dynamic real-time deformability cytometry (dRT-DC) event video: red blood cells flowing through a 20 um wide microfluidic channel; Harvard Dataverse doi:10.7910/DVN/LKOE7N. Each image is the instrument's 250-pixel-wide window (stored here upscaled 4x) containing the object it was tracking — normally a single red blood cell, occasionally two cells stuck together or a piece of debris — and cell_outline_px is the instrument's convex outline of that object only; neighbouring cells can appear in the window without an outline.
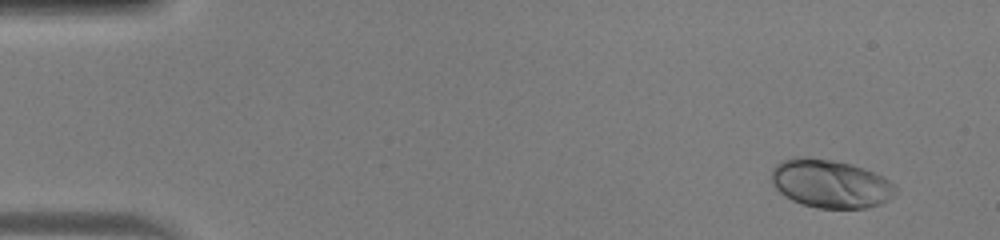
{"species": "human", "species_latin": "Homo sapiens", "temperature_condition": "warm", "stored_images_in_passage": 48, "camera_frame_rate_fps": 3000, "um_per_image_px": 0.085, "donor": {"sex": "male"}, "frame": {"image": 1, "passage_image": 1, "time_ms": 0.0, "image_size_px": [1000, 240], "cell_outline_px": [[868, 204], [856, 208], [824, 208], [808, 204], [796, 200], [788, 196], [776, 184], [776, 172], [784, 164], [792, 160], [820, 160], [844, 164], [856, 168], [864, 172]], "centroid_in_image_um": [69.98, 15.62], "position_along_channel_um": 15.0, "area_um2": 26.01}}
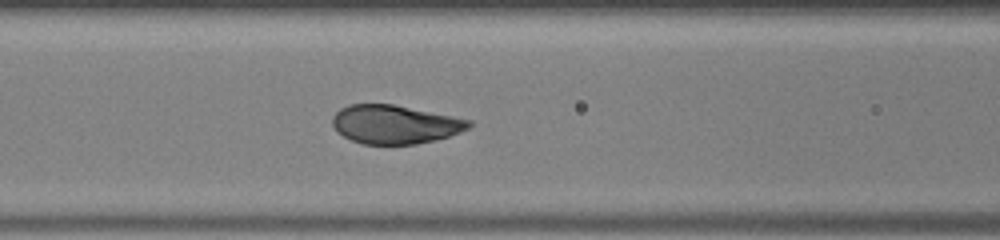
{"frame": {"image": 2, "passage_image": 19, "time_ms": 6.0, "image_size_px": [1000, 240], "cell_outline_px": [[468, 124], [464, 128], [456, 132], [444, 136], [412, 144], [368, 144], [344, 136], [336, 128], [336, 116], [344, 108], [352, 104], [388, 104], [464, 120]], "centroid_in_image_um": [33.47, 10.58], "position_along_channel_um": 133.1, "area_um2": 28.15}}
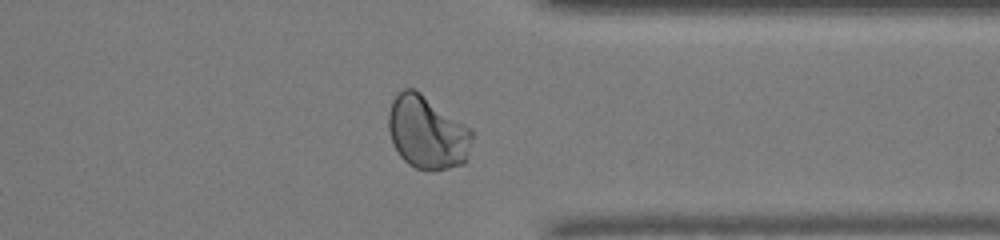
{"frame": {"image": 3, "passage_image": 37, "time_ms": 12.0, "image_size_px": [1000, 240], "cell_outline_px": [[464, 160], [456, 164], [444, 168], [416, 168], [396, 148], [392, 140], [392, 104], [396, 96], [400, 92], [408, 88], [412, 88], [424, 100]], "centroid_in_image_um": [35.77, 11.35], "position_along_channel_um": 375.6, "area_um2": 25.66}, "authors_computed_cell_mechanics": {"area_um2": 27.9463, "velocity_mm_per_s": 4.096, "shape_relaxation_time_tau1_ms": 2.3966, "shape_relaxation_time_tau2_ms": null, "deformation_change_tau1": 0.1753, "deformation_change_tau2": null}}